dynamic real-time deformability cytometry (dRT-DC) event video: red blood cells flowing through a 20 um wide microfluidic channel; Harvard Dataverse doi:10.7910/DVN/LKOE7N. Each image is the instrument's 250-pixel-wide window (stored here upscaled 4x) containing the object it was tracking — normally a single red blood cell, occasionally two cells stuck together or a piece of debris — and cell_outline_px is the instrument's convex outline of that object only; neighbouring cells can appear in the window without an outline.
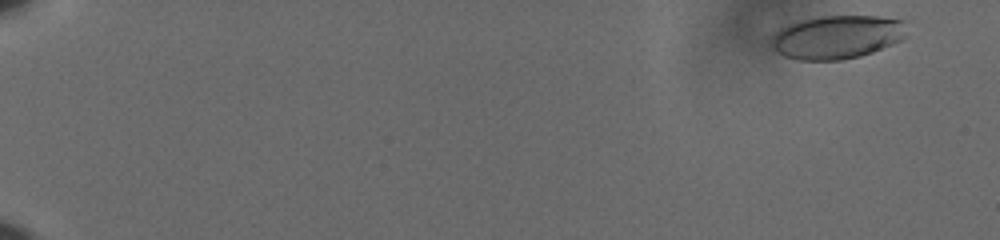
{"species": "human", "species_latin": "Homo sapiens", "temperature_condition": "cold", "stored_images_in_passage": 59, "camera_frame_rate_fps": 3000, "um_per_image_px": 0.085, "donor": {"sex": "male"}, "frame": {"image": 1, "passage_image": 3, "time_ms": 0.667, "image_size_px": [1000, 240], "cell_outline_px": [[904, 36], [900, 40], [892, 44], [872, 52], [860, 56], [840, 60], [796, 60], [784, 56], [776, 52], [772, 48], [772, 36], [780, 28], [788, 24], [800, 20], [820, 16], [876, 16], [904, 20]], "centroid_in_image_um": [71.1, 3.15], "position_along_channel_um": 13.9, "area_um2": 34.22}}
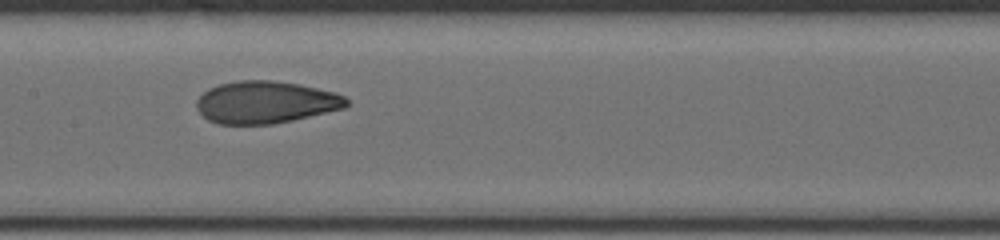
{"frame": {"image": 2, "passage_image": 33, "time_ms": 10.667, "image_size_px": [1000, 240], "cell_outline_px": [[348, 104], [344, 108], [292, 120], [272, 124], [216, 124], [208, 120], [196, 108], [196, 100], [208, 88], [220, 84], [240, 80], [272, 80], [300, 84], [336, 92], [344, 96], [348, 100]], "centroid_in_image_um": [22.57, 8.68], "position_along_channel_um": 184.8, "area_um2": 36.93}}
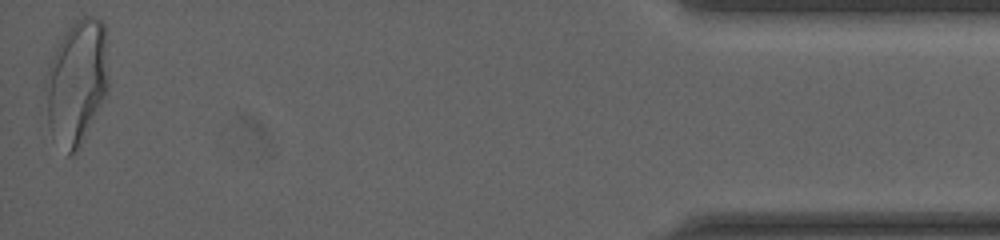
{"frame": {"image": 3, "passage_image": 59, "time_ms": 19.333, "image_size_px": [1000, 240], "cell_outline_px": [[108, 88], [76, 152], [68, 156], [52, 140], [48, 128], [44, 88], [44, 76], [56, 48], [60, 40], [68, 28], [76, 20], [84, 16], [92, 16], [100, 20], [104, 24], [108, 76]], "centroid_in_image_um": [6.46, 7.01], "position_along_channel_um": 428.7, "area_um2": 45.66}, "authors_computed_cell_mechanics": {"area_um2": 36.8764, "velocity_mm_per_s": 3.6316, "shape_relaxation_time_tau1_ms": 6.3776, "shape_relaxation_time_tau2_ms": 1.2427, "deformation_change_tau1": 0.1812, "deformation_change_tau2": 0.0705}}